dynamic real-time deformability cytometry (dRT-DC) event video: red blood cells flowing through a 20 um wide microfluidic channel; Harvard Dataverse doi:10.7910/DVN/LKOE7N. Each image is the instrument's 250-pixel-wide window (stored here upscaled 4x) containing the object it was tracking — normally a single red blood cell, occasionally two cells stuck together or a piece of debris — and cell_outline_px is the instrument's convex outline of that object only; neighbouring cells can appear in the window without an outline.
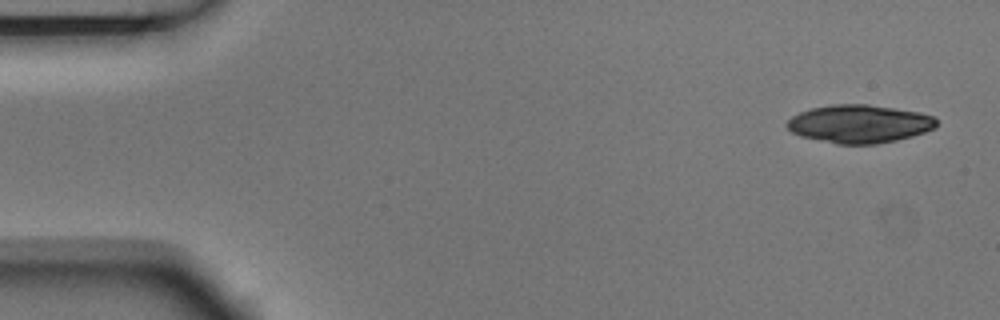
{"species": "Egyptian fruit bat (a non-hibernating species)", "species_latin": "Rousettus aegyptiacus", "temperature_condition": "room temperature", "stored_images_in_passage": 4, "camera_frame_rate_fps": 3000, "um_per_image_px": 0.085, "animal": {"sex": "male"}, "frame": {"image": 1, "passage_image": 1, "time_ms": 0.0, "image_size_px": [1000, 320], "cell_outline_px": [[936, 128], [912, 136], [896, 140], [876, 144], [836, 144], [800, 136], [792, 132], [784, 124], [792, 116], [800, 112], [812, 108], [832, 104], [868, 104], [920, 112], [936, 116]], "centroid_in_image_um": [73.05, 10.52], "position_along_channel_um": 12.0, "area_um2": 33.35}}